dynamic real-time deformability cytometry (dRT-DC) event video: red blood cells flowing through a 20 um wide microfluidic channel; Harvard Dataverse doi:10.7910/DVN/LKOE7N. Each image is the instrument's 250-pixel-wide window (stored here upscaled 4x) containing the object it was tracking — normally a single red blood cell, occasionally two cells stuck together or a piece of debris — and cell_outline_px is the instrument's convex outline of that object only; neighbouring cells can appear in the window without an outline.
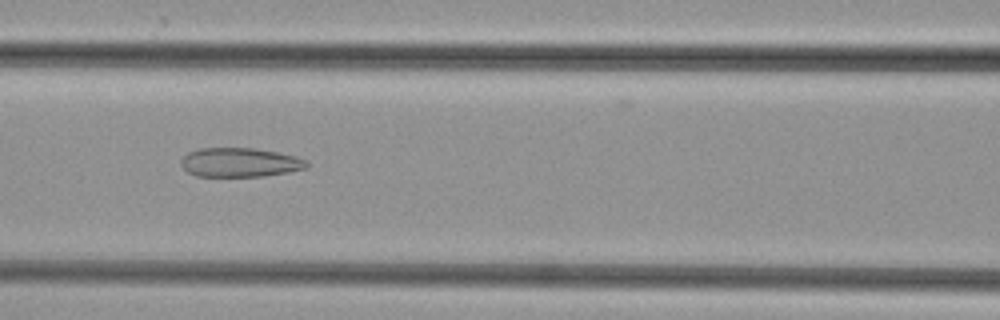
{"species": "common noctule bat (a hibernating species)", "species_latin": "Nyctalus noctula", "temperature_condition": "cold", "stored_images_in_passage": 46, "camera_frame_rate_fps": 3000, "um_per_image_px": 0.085, "animal": {"sex": "female", "body_mass_g": 29.2, "forearm_length_mm": 56.3}, "frame": {"image": 1, "passage_image": 21, "time_ms": 6.667, "image_size_px": [1000, 320], "cell_outline_px": [[308, 168], [288, 172], [264, 176], [196, 176], [188, 172], [180, 164], [180, 160], [188, 152], [200, 148], [252, 148], [276, 152], [296, 156], [308, 160]], "centroid_in_image_um": [20.4, 13.8], "position_along_channel_um": 146.2, "area_um2": 21.39}}
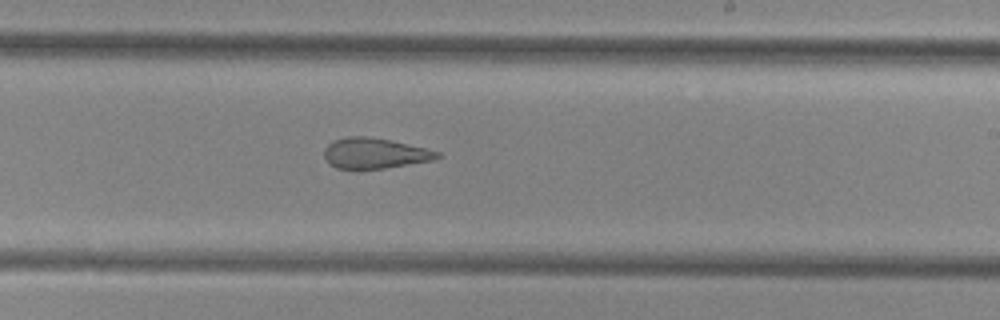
{"frame": {"image": 2, "passage_image": 29, "time_ms": 9.333, "image_size_px": [1000, 320], "cell_outline_px": [[440, 156], [436, 160], [360, 172], [356, 172], [336, 168], [328, 164], [324, 156], [324, 148], [332, 140], [348, 136], [364, 136], [388, 140], [424, 148], [440, 152]], "centroid_in_image_um": [31.77, 13.08], "position_along_channel_um": 257.2, "area_um2": 20.75}}
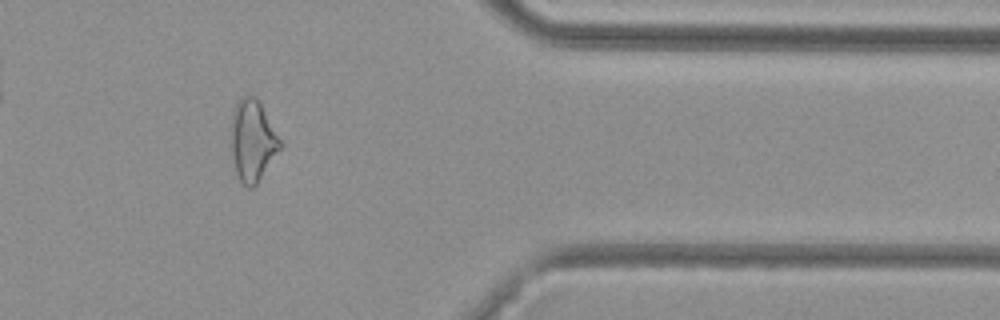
{"frame": {"image": 3, "passage_image": 40, "time_ms": 13.0, "image_size_px": [1000, 320], "cell_outline_px": [[284, 144], [256, 184], [252, 188], [248, 188], [240, 180], [236, 172], [228, 144], [228, 140], [232, 112], [240, 96], [248, 92], [256, 96], [260, 100]], "centroid_in_image_um": [21.44, 11.87], "position_along_channel_um": 390.0, "area_um2": 24.33}}